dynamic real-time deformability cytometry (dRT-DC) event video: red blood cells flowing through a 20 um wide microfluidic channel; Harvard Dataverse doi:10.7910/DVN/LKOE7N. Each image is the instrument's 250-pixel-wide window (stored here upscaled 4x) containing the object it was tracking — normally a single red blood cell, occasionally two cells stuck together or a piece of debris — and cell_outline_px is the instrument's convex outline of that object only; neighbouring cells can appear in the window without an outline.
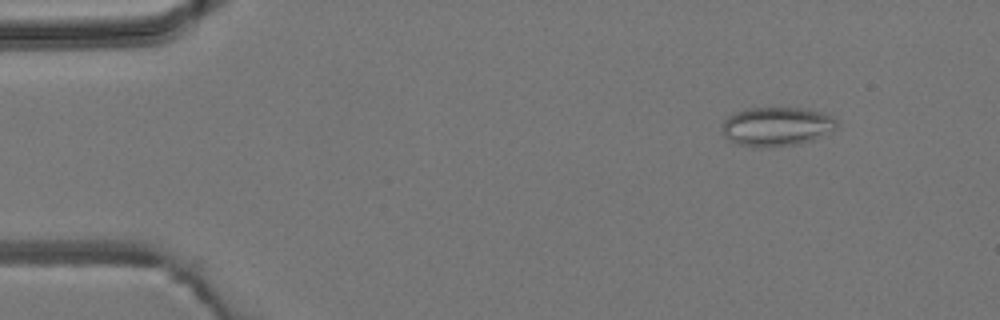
{"species": "common noctule bat (a hibernating species)", "species_latin": "Nyctalus noctula", "temperature_condition": "room temperature", "stored_images_in_passage": 6, "camera_frame_rate_fps": 3000, "um_per_image_px": 0.085, "animal": {"sex": "male", "body_mass_g": 19.2, "forearm_length_mm": 51.8}, "frame": {"image": 1, "passage_image": 2, "time_ms": 1.333, "image_size_px": [1000, 320], "cell_outline_px": [[836, 128], [812, 140], [800, 144], [768, 148], [760, 148], [736, 144], [728, 140], [724, 136], [724, 120], [728, 116], [736, 112], [748, 108], [800, 108], [820, 112], [832, 116], [836, 120]], "centroid_in_image_um": [65.99, 10.77], "position_along_channel_um": 19.0, "area_um2": 26.07}}